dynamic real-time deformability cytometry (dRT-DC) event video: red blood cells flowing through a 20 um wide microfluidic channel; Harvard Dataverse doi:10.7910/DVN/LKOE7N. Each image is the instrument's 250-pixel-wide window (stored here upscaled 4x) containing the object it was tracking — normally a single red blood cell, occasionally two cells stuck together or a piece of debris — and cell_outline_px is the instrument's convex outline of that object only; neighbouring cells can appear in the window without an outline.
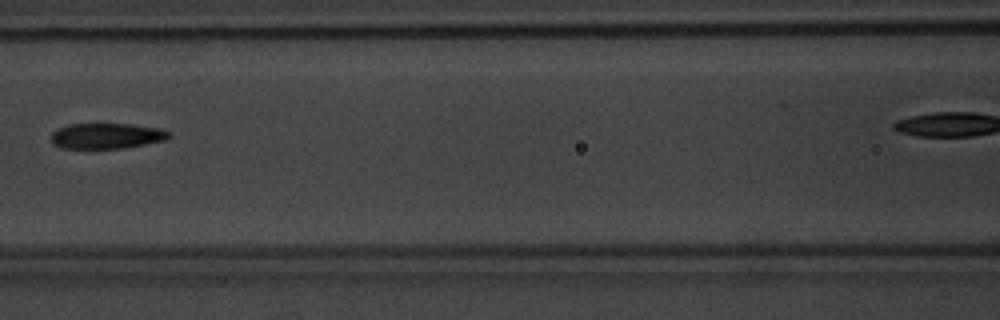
{"species": "common noctule bat (a hibernating species)", "species_latin": "Nyctalus noctula", "temperature_condition": "warm", "stored_images_in_passage": 4, "segment_of_instrument_passage": [1, 2], "camera_frame_rate_fps": 3000, "um_per_image_px": 0.085, "animal": {"sex": "male", "body_mass_g": 20.1, "forearm_length_mm": 53.5}, "frame": {"image": 1, "passage_image": 3, "time_ms": 2.333, "image_size_px": [1000, 320], "cell_outline_px": [[172, 136], [168, 140], [124, 148], [60, 148], [52, 144], [52, 132], [56, 128], [68, 124], [132, 124], [160, 128], [172, 132]], "centroid_in_image_um": [9.1, 11.55], "position_along_channel_um": 157.5, "area_um2": 17.86}}